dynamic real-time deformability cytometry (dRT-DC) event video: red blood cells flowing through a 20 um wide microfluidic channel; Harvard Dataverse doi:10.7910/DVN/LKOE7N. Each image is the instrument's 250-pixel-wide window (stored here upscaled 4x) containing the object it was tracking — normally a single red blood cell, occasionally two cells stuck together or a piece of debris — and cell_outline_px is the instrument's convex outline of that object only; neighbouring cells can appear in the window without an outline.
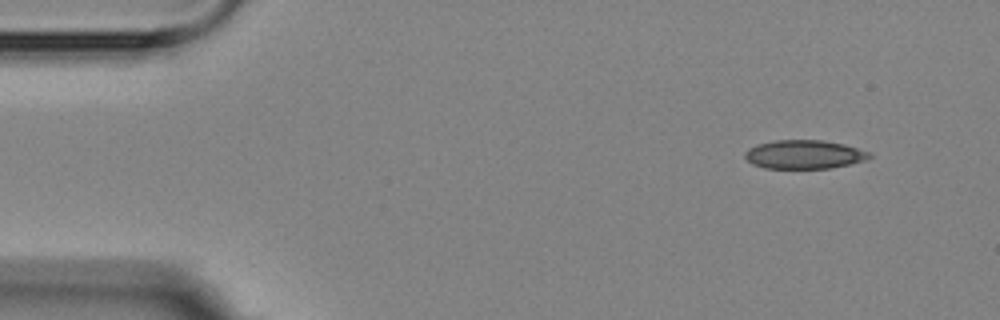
{"species": "Egyptian fruit bat (a non-hibernating species)", "species_latin": "Rousettus aegyptiacus", "temperature_condition": "room temperature", "stored_images_in_passage": 5, "segment_of_instrument_passage": [1, 2], "camera_frame_rate_fps": 3000, "um_per_image_px": 0.085, "animal": {"sex": "female"}, "frame": {"image": 1, "passage_image": 1, "time_ms": 0.0, "image_size_px": [1000, 320], "cell_outline_px": [[872, 156], [868, 160], [832, 168], [764, 168], [752, 164], [744, 156], [744, 152], [748, 148], [756, 144], [776, 140], [824, 140], [844, 144], [872, 152]], "centroid_in_image_um": [68.38, 13.12], "position_along_channel_um": 16.6, "area_um2": 21.1}}
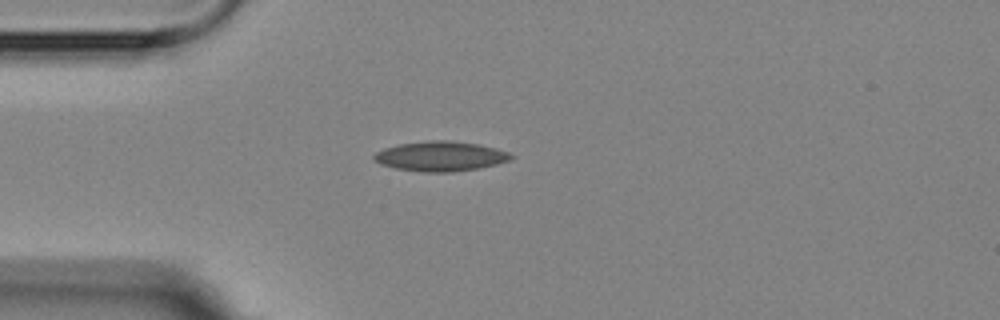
{"frame": {"image": 2, "passage_image": 3, "time_ms": 3.0, "image_size_px": [1000, 320], "cell_outline_px": [[516, 156], [508, 160], [496, 164], [476, 168], [448, 172], [424, 172], [396, 168], [380, 164], [372, 160], [372, 156], [376, 152], [384, 148], [400, 144], [432, 140], [448, 140], [480, 144], [496, 148], [508, 152]], "centroid_in_image_um": [37.42, 13.27], "position_along_channel_um": 47.6, "area_um2": 23.7}}